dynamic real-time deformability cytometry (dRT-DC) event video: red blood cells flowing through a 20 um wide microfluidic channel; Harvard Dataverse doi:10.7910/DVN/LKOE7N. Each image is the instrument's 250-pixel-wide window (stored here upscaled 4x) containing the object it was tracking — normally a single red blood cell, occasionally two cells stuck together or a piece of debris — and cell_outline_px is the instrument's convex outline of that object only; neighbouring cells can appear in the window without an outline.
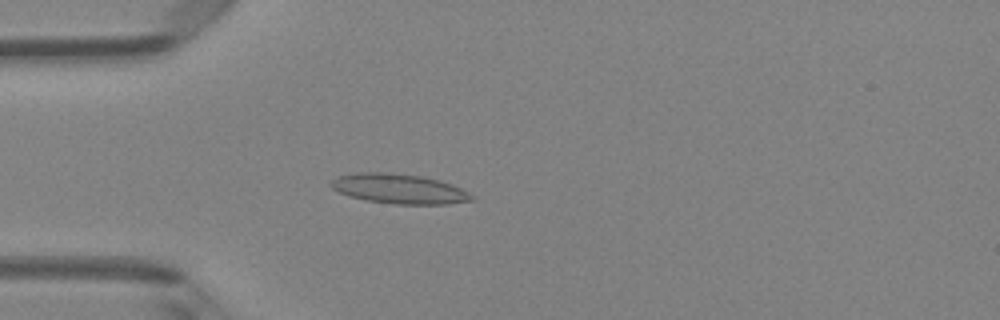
{"species": "Egyptian fruit bat (a non-hibernating species)", "species_latin": "Rousettus aegyptiacus", "temperature_condition": "room temperature", "stored_images_in_passage": 5, "camera_frame_rate_fps": 3000, "um_per_image_px": 0.085, "animal": {"sex": "female"}, "frame": {"image": 1, "passage_image": 5, "time_ms": 4.333, "image_size_px": [1000, 320], "cell_outline_px": [[476, 200], [448, 204], [396, 204], [368, 200], [348, 196], [332, 188], [328, 184], [336, 176], [356, 172], [388, 172], [420, 176], [440, 180], [452, 184], [476, 196]], "centroid_in_image_um": [33.94, 16.04], "position_along_channel_um": 51.1, "area_um2": 24.57}}